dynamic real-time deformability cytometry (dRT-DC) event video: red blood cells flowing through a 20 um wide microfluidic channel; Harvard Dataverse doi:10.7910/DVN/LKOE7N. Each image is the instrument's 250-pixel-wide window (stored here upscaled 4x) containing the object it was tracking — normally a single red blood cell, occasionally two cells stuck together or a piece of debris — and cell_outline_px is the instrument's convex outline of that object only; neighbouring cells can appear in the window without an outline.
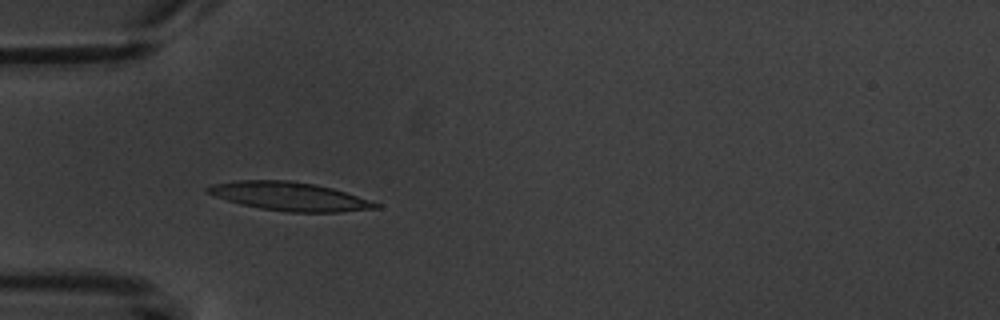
{"species": "common noctule bat (a hibernating species)", "species_latin": "Nyctalus noctula", "temperature_condition": "warm", "stored_images_in_passage": 4, "camera_frame_rate_fps": 3000, "um_per_image_px": 0.085, "animal": {"sex": "male", "body_mass_g": 20.1, "forearm_length_mm": 53.5}, "frame": {"image": 1, "passage_image": 3, "time_ms": 4.333, "image_size_px": [1000, 320], "cell_outline_px": [[380, 208], [340, 212], [288, 212], [260, 208], [240, 204], [204, 192], [204, 188], [212, 184], [240, 180], [288, 180], [316, 184], [332, 188], [380, 204]], "centroid_in_image_um": [24.57, 16.69], "position_along_channel_um": 60.4, "area_um2": 27.8}}